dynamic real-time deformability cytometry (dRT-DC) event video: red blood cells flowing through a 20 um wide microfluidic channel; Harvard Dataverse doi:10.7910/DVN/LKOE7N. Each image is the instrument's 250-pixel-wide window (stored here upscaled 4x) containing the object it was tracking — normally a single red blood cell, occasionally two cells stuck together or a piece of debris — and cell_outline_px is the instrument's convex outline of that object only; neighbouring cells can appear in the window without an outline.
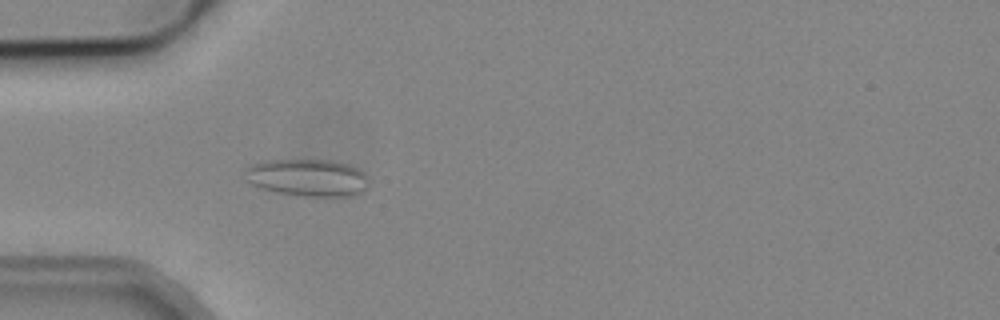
{"species": "common noctule bat (a hibernating species)", "species_latin": "Nyctalus noctula", "temperature_condition": "cold", "stored_images_in_passage": 5, "camera_frame_rate_fps": 3000, "um_per_image_px": 0.085, "animal": {"sex": "male", "body_mass_g": 19.2, "forearm_length_mm": 51.8}, "frame": {"image": 1, "passage_image": 5, "time_ms": 5.667, "image_size_px": [1000, 320], "cell_outline_px": [[364, 192], [356, 196], [304, 196], [276, 192], [252, 184], [248, 180], [248, 168], [252, 164], [268, 160], [328, 160], [348, 164], [364, 172]], "centroid_in_image_um": [26.17, 15.1], "position_along_channel_um": 58.8, "area_um2": 26.24}}